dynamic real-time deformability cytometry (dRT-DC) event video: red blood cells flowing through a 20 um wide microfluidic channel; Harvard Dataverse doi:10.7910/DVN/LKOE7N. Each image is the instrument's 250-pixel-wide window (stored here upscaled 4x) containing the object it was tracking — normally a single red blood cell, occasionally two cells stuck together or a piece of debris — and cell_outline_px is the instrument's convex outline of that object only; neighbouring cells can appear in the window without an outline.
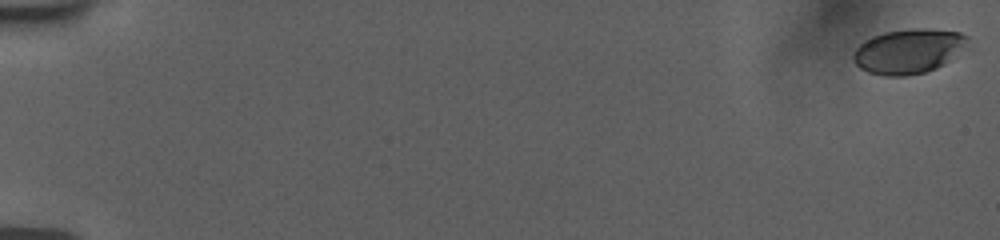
{"species": "human", "species_latin": "Homo sapiens", "temperature_condition": "room temperature", "stored_images_in_passage": 57, "camera_frame_rate_fps": 3000, "um_per_image_px": 0.085, "donor": {"sex": "female"}, "frame": {"image": 1, "passage_image": 1, "time_ms": 0.0, "image_size_px": [1000, 240], "cell_outline_px": [[968, 40], [944, 64], [936, 68], [924, 72], [904, 76], [884, 76], [868, 72], [860, 68], [856, 64], [852, 56], [856, 48], [864, 40], [872, 36], [884, 32], [912, 28], [924, 28], [960, 32], [968, 36]], "centroid_in_image_um": [77.15, 4.34], "position_along_channel_um": 7.9, "area_um2": 29.36}}
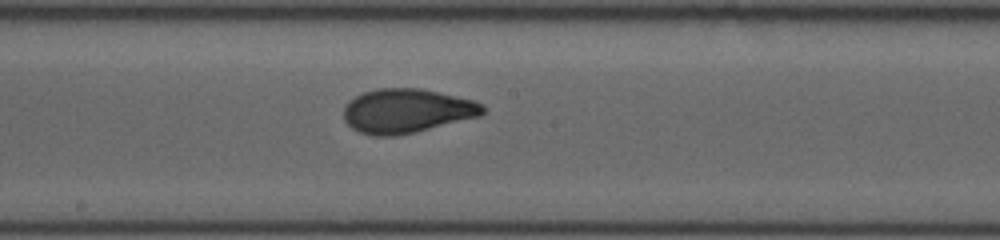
{"frame": {"image": 2, "passage_image": 33, "time_ms": 10.667, "image_size_px": [1000, 240], "cell_outline_px": [[484, 112], [480, 116], [396, 136], [372, 136], [360, 132], [352, 128], [344, 120], [344, 104], [348, 100], [364, 92], [376, 88], [420, 88], [472, 100], [484, 104]], "centroid_in_image_um": [34.53, 9.42], "position_along_channel_um": 213.7, "area_um2": 35.66}}
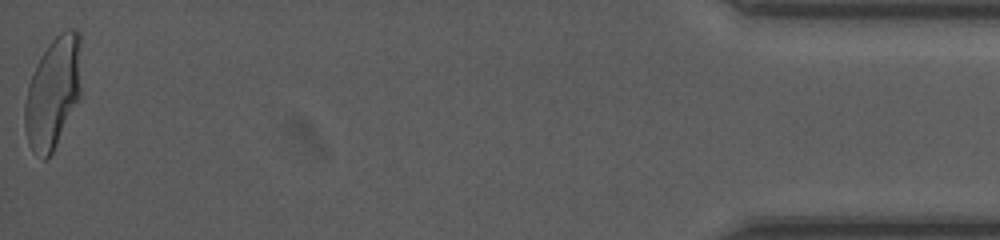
{"frame": {"image": 3, "passage_image": 57, "time_ms": 18.667, "image_size_px": [1000, 240], "cell_outline_px": [[80, 96], [52, 152], [44, 160], [36, 156], [28, 144], [24, 128], [24, 104], [28, 88], [32, 76], [40, 56], [48, 44], [60, 32], [68, 28], [72, 28], [80, 32]], "centroid_in_image_um": [4.49, 7.86], "position_along_channel_um": 430.7, "area_um2": 36.41}, "authors_computed_cell_mechanics": {"area_um2": 34.5066, "velocity_mm_per_s": 3.767, "shape_relaxation_time_tau1_ms": 4.8409, "shape_relaxation_time_tau2_ms": 0.8357, "deformation_change_tau1": 0.1783, "deformation_change_tau2": 0.0605}}